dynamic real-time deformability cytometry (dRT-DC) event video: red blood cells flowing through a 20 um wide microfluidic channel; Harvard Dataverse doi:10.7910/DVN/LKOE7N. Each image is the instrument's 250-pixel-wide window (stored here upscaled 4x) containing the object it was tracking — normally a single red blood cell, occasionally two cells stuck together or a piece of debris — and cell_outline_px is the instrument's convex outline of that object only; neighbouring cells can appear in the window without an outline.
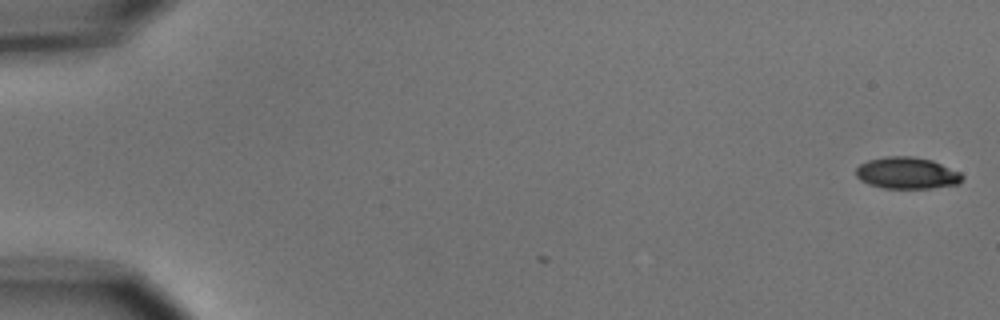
{"species": "common noctule bat (a hibernating species)", "species_latin": "Nyctalus noctula", "temperature_condition": "cold", "stored_images_in_passage": 3, "camera_frame_rate_fps": 3000, "um_per_image_px": 0.085, "animal": {"sex": "male", "body_mass_g": 15.6}, "frame": {"image": 1, "passage_image": 1, "time_ms": 0.0, "image_size_px": [1000, 320], "cell_outline_px": [[964, 176], [960, 184], [932, 188], [884, 188], [868, 184], [860, 180], [856, 176], [856, 168], [860, 164], [868, 160], [888, 156], [912, 156], [932, 160], [960, 172]], "centroid_in_image_um": [77.1, 14.71], "position_along_channel_um": 7.9, "area_um2": 19.71}}